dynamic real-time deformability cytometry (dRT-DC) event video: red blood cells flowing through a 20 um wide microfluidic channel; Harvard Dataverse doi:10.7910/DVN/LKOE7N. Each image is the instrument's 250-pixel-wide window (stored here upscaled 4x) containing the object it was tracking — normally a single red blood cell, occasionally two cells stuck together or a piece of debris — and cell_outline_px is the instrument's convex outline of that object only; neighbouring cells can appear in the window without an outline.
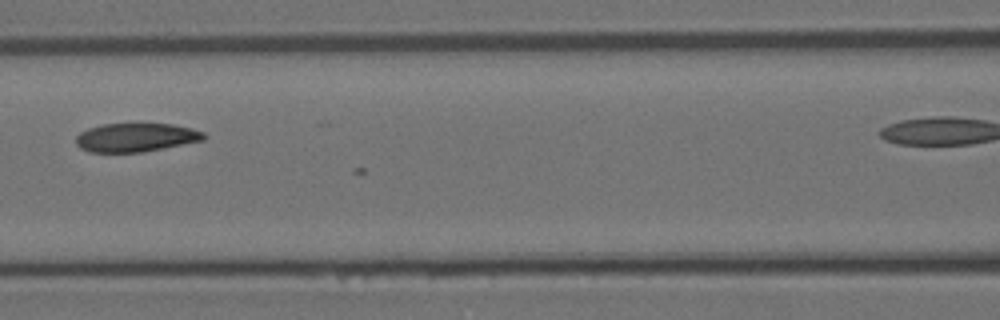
{"species": "Egyptian fruit bat (a non-hibernating species)", "species_latin": "Rousettus aegyptiacus", "temperature_condition": "room temperature", "stored_images_in_passage": 7, "camera_frame_rate_fps": 3000, "um_per_image_px": 0.085, "animal": {"sex": "female"}, "frame": {"image": 1, "passage_image": 5, "time_ms": 1.333, "image_size_px": [1000, 320], "cell_outline_px": [[204, 140], [140, 152], [88, 152], [80, 148], [76, 144], [76, 136], [80, 132], [88, 128], [104, 124], [172, 124], [192, 128], [204, 132]], "centroid_in_image_um": [11.51, 11.68], "position_along_channel_um": 155.1, "area_um2": 21.15}}